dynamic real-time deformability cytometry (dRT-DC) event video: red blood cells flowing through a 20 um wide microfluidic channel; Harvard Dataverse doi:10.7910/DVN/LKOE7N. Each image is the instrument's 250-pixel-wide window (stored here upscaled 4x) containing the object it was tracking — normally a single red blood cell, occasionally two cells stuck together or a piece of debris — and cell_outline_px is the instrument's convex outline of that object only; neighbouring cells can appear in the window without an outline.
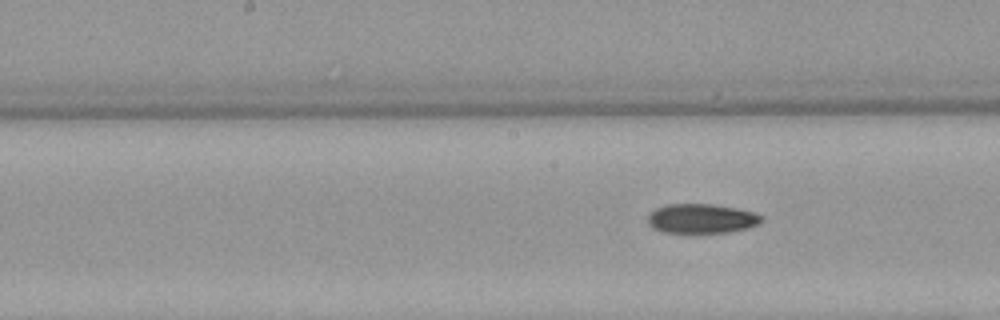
{"species": "Egyptian fruit bat (a non-hibernating species)", "species_latin": "Rousettus aegyptiacus", "temperature_condition": "warm", "stored_images_in_passage": 7, "camera_frame_rate_fps": 3000, "um_per_image_px": 0.085, "animal": {"sex": "female"}, "frame": {"image": 1, "passage_image": 7, "time_ms": 7.0, "image_size_px": [1000, 320], "cell_outline_px": [[764, 220], [760, 224], [748, 228], [728, 232], [664, 232], [652, 228], [648, 224], [648, 216], [656, 208], [668, 204], [712, 204], [736, 208], [752, 212], [760, 216]], "centroid_in_image_um": [59.63, 18.58], "position_along_channel_um": 188.6, "area_um2": 19.36}}